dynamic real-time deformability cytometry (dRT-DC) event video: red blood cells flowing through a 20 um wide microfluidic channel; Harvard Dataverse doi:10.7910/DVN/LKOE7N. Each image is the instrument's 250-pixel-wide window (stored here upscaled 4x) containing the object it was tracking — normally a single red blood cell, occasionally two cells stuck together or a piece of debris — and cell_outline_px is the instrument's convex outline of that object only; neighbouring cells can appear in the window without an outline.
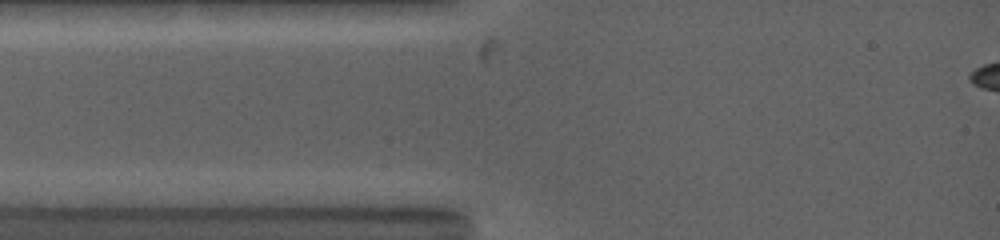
{"species": "common noctule bat (a hibernating species)", "species_latin": "Nyctalus noctula", "temperature_condition": "warm", "stored_images_in_passage": 4, "camera_frame_rate_fps": 5000, "um_per_image_px": 0.085, "animal": {"sex": "female", "body_mass_g": 19.0, "forearm_length_mm": 53.3}, "frame": {"image": 1, "passage_image": 2, "time_ms": 0.4, "image_size_px": [1000, 240], "cell_outline_px": [[428, 164], [424, 168], [296, 168], [284, 160], [296, 156], [344, 156], [416, 160]], "centroid_in_image_um": [29.92, 13.82], "position_along_channel_um": 55.1, "area_um2": 10.35}}